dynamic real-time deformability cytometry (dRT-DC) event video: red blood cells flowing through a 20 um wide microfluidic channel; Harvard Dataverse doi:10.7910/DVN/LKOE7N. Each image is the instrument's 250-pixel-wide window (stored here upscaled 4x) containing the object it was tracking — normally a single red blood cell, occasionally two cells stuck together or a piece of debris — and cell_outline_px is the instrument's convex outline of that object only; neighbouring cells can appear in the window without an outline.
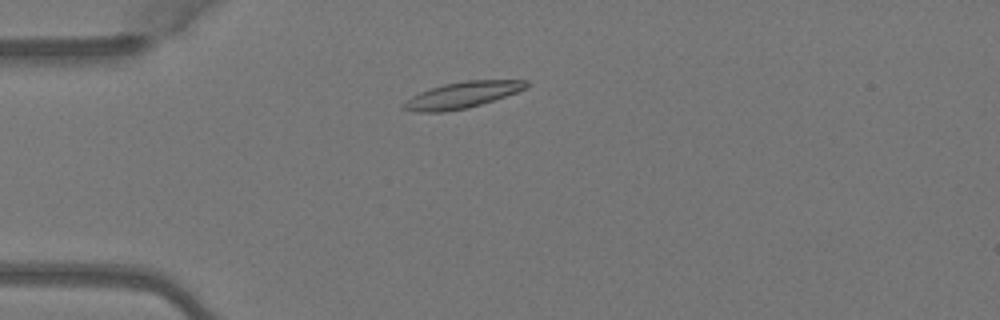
{"species": "Egyptian fruit bat (a non-hibernating species)", "species_latin": "Rousettus aegyptiacus", "temperature_condition": "warm", "stored_images_in_passage": 3, "camera_frame_rate_fps": 3000, "um_per_image_px": 0.085, "animal": {"sex": "female"}, "frame": {"image": 1, "passage_image": 2, "time_ms": 0.333, "image_size_px": [1000, 320], "cell_outline_px": [[528, 84], [524, 88], [516, 92], [468, 108], [444, 112], [416, 112], [400, 108], [412, 96], [420, 92], [444, 84], [464, 80], [528, 80]], "centroid_in_image_um": [39.26, 8.08], "position_along_channel_um": 45.7, "area_um2": 18.44}}
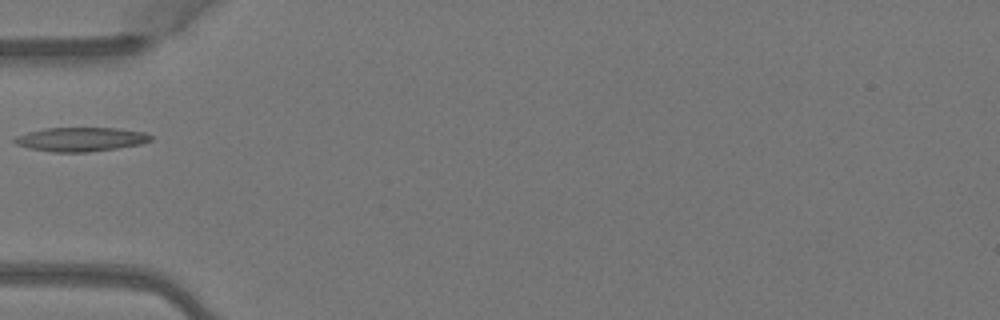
{"frame": {"image": 2, "passage_image": 3, "time_ms": 0.667, "image_size_px": [1000, 320], "cell_outline_px": [[152, 140], [140, 144], [116, 148], [88, 152], [52, 152], [28, 148], [16, 144], [12, 140], [16, 136], [28, 132], [44, 128], [116, 128], [144, 132], [152, 136]], "centroid_in_image_um": [6.84, 11.84], "position_along_channel_um": 78.2, "area_um2": 19.02}}